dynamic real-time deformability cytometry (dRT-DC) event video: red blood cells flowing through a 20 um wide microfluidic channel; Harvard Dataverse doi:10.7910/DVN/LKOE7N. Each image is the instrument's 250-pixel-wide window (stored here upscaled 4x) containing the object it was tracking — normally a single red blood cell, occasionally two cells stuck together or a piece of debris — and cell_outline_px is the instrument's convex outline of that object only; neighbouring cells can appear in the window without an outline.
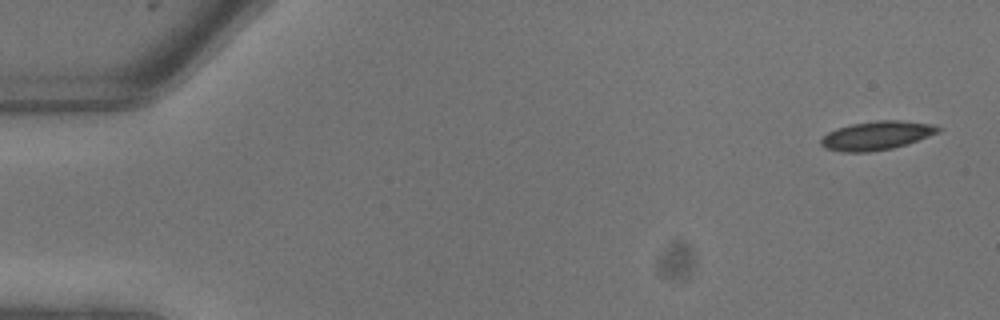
{"species": "common noctule bat (a hibernating species)", "species_latin": "Nyctalus noctula", "temperature_condition": "warm", "stored_images_in_passage": 8, "camera_frame_rate_fps": 3000, "um_per_image_px": 0.085, "animal": {"sex": "male", "body_mass_g": 13.3}, "frame": {"image": 1, "passage_image": 1, "time_ms": 0.0, "image_size_px": [1000, 320], "cell_outline_px": [[940, 132], [892, 148], [868, 152], [840, 152], [824, 148], [820, 144], [820, 140], [828, 132], [836, 128], [852, 124], [876, 120], [900, 120], [932, 124], [940, 128]], "centroid_in_image_um": [74.46, 11.52], "position_along_channel_um": 10.5, "area_um2": 19.48}}
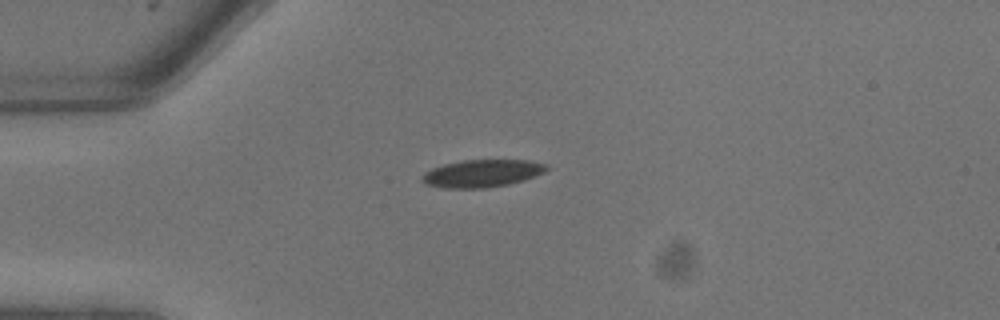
{"frame": {"image": 2, "passage_image": 6, "time_ms": 1.667, "image_size_px": [1000, 320], "cell_outline_px": [[548, 168], [544, 172], [524, 180], [508, 184], [484, 188], [440, 188], [424, 184], [420, 180], [424, 172], [432, 168], [444, 164], [464, 160], [528, 160], [548, 164]], "centroid_in_image_um": [40.94, 14.74], "position_along_channel_um": 44.1, "area_um2": 20.06}}